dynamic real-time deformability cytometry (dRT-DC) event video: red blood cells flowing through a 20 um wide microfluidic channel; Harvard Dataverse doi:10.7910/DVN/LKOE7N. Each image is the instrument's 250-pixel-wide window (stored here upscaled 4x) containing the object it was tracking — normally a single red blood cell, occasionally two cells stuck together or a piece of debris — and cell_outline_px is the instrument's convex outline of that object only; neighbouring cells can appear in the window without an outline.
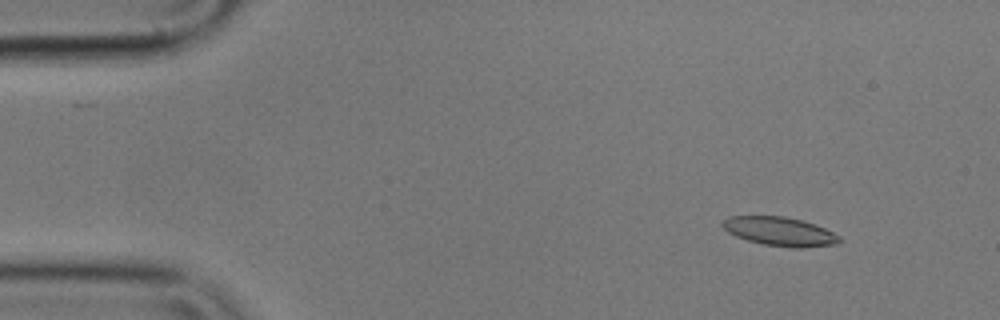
{"species": "common noctule bat (a hibernating species)", "species_latin": "Nyctalus noctula", "temperature_condition": "cold", "stored_images_in_passage": 56, "camera_frame_rate_fps": 3000, "um_per_image_px": 0.085, "animal": {"sex": "male", "body_mass_g": 17.9}, "frame": {"image": 1, "passage_image": 6, "time_ms": 1.667, "image_size_px": [1000, 320], "cell_outline_px": [[840, 240], [836, 244], [804, 248], [792, 248], [764, 244], [748, 240], [736, 236], [728, 232], [720, 224], [728, 216], [784, 216], [804, 220], [816, 224], [840, 236]], "centroid_in_image_um": [66.29, 19.67], "position_along_channel_um": 18.7, "area_um2": 19.71}}
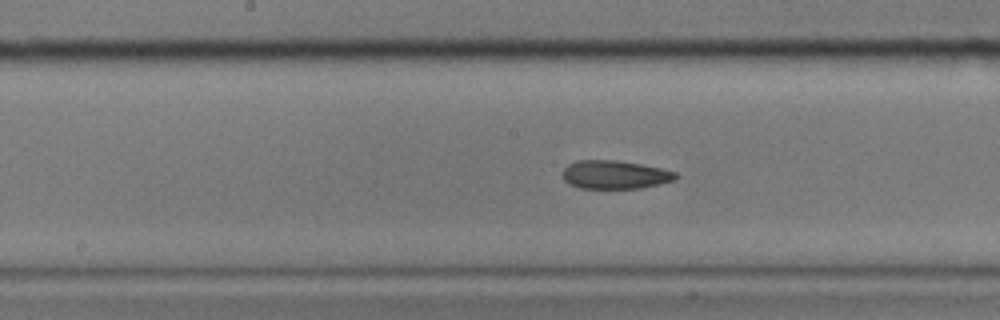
{"frame": {"image": 2, "passage_image": 28, "time_ms": 9.0, "image_size_px": [1000, 320], "cell_outline_px": [[676, 180], [640, 188], [580, 188], [564, 180], [564, 168], [568, 164], [576, 160], [616, 160], [640, 164], [660, 168], [676, 172]], "centroid_in_image_um": [52.27, 14.84], "position_along_channel_um": 195.9, "area_um2": 18.5}}
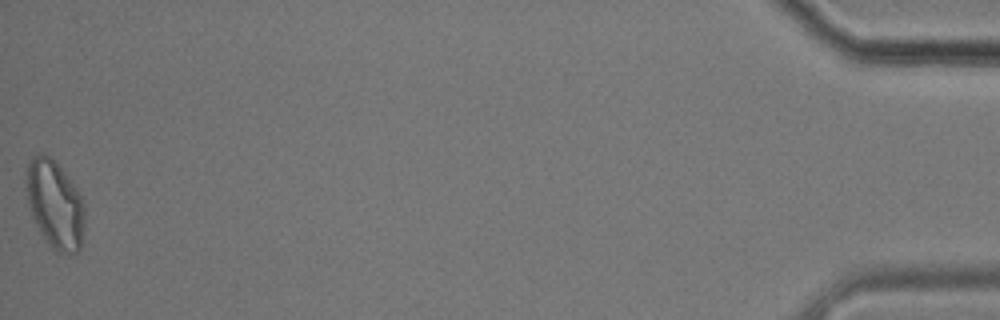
{"frame": {"image": 3, "passage_image": 56, "time_ms": 18.333, "image_size_px": [1000, 320], "cell_outline_px": [[84, 224], [80, 248], [76, 252], [56, 252], [52, 248], [44, 236], [32, 216], [28, 200], [24, 180], [28, 160], [36, 152], [44, 152], [64, 172], [80, 192], [84, 204]], "centroid_in_image_um": [4.65, 17.31], "position_along_channel_um": 430.6, "area_um2": 29.88}, "authors_computed_cell_mechanics": {"area_um2": 19.941, "velocity_mm_per_s": 3.5558, "shape_relaxation_time_tau1_ms": null, "shape_relaxation_time_tau2_ms": 3.7306, "deformation_change_tau1": null, "deformation_change_tau2": 0.105}}